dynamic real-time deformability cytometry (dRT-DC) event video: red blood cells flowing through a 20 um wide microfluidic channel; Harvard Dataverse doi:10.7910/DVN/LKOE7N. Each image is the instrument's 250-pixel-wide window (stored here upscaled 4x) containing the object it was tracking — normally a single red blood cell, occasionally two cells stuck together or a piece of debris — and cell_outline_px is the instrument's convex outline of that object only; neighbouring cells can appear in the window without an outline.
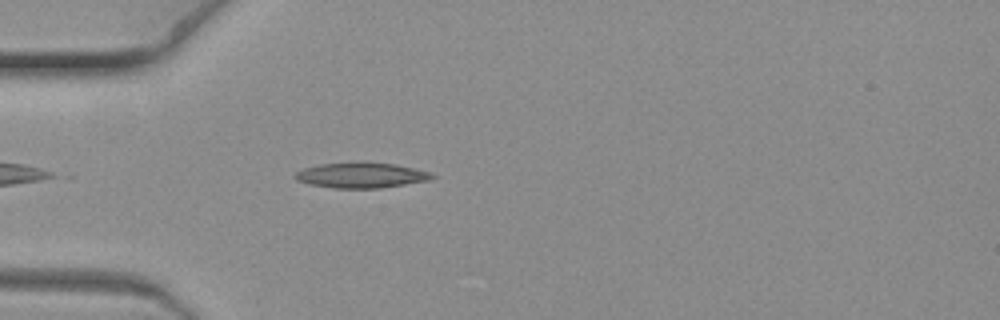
{"species": "common noctule bat (a hibernating species)", "species_latin": "Nyctalus noctula", "temperature_condition": "warm", "stored_images_in_passage": 3, "camera_frame_rate_fps": 3000, "um_per_image_px": 0.085, "animal": {"sex": "female", "body_mass_g": 19.3, "forearm_length_mm": 54.1}, "frame": {"image": 1, "passage_image": 3, "time_ms": 0.667, "image_size_px": [1000, 320], "cell_outline_px": [[436, 176], [428, 180], [380, 188], [332, 188], [308, 184], [296, 180], [292, 176], [296, 172], [304, 168], [320, 164], [396, 164], [432, 172]], "centroid_in_image_um": [30.68, 14.93], "position_along_channel_um": 54.3, "area_um2": 19.65}}